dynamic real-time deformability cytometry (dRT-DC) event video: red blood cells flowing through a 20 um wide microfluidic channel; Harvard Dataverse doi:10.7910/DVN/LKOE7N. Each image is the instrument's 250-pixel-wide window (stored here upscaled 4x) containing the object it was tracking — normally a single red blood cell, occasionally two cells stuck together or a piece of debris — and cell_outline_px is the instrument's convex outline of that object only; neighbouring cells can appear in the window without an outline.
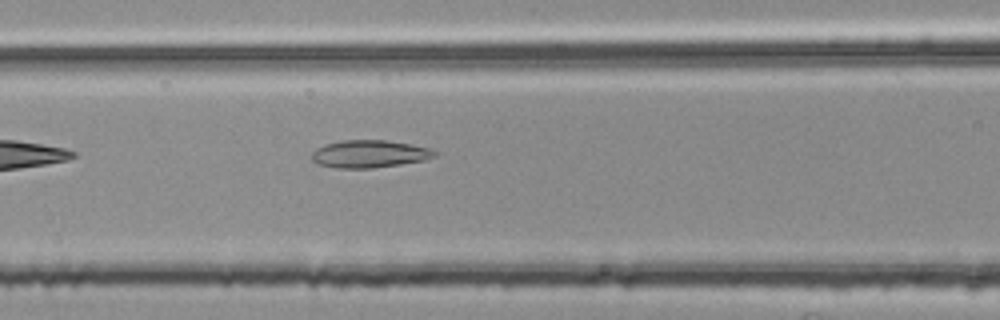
{"species": "common noctule bat (a hibernating species)", "species_latin": "Nyctalus noctula", "temperature_condition": "room temperature", "stored_images_in_passage": 6, "segment_of_instrument_passage": [2, 2], "camera_frame_rate_fps": 3000, "um_per_image_px": 0.085, "animal": {"sex": "female", "body_mass_g": 25.1}, "frame": {"image": 1, "passage_image": 6, "time_ms": 1.667, "image_size_px": [1000, 320], "cell_outline_px": [[436, 156], [424, 160], [400, 164], [372, 168], [336, 168], [316, 164], [312, 160], [312, 152], [316, 148], [324, 144], [340, 140], [388, 140], [412, 144], [428, 148], [436, 152]], "centroid_in_image_um": [31.36, 13.08], "position_along_channel_um": 135.2, "area_um2": 19.83}}